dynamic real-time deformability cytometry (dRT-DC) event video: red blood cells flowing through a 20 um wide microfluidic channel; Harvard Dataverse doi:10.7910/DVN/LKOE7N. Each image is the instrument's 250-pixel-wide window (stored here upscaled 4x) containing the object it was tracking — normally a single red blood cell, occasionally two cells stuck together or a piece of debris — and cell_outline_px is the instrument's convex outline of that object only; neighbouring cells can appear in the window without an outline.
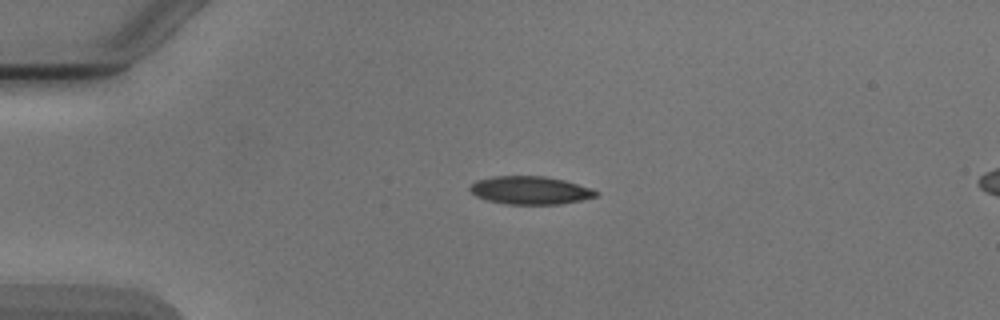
{"species": "Egyptian fruit bat (a non-hibernating species)", "species_latin": "Rousettus aegyptiacus", "temperature_condition": "cold", "stored_images_in_passage": 5, "camera_frame_rate_fps": 3000, "um_per_image_px": 0.085, "animal": {"sex": "male"}, "frame": {"image": 1, "passage_image": 3, "time_ms": 2.333, "image_size_px": [1000, 320], "cell_outline_px": [[600, 192], [596, 196], [580, 200], [560, 204], [504, 204], [488, 200], [476, 196], [468, 188], [476, 180], [492, 176], [544, 176], [564, 180], [592, 188]], "centroid_in_image_um": [45.06, 16.17], "position_along_channel_um": 39.9, "area_um2": 20.58}}
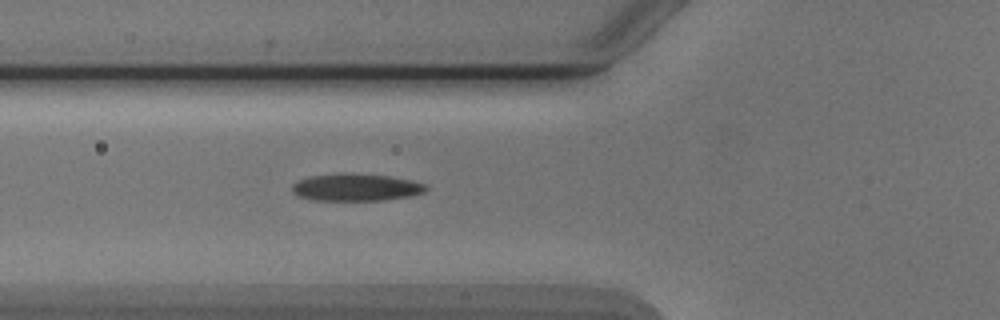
{"frame": {"image": 2, "passage_image": 5, "time_ms": 4.667, "image_size_px": [1000, 320], "cell_outline_px": [[428, 188], [424, 192], [412, 196], [384, 200], [316, 200], [296, 196], [292, 192], [292, 184], [308, 176], [336, 172], [352, 172], [392, 176], [412, 180], [428, 184]], "centroid_in_image_um": [30.28, 15.9], "position_along_channel_um": 95.5, "area_um2": 21.91}}